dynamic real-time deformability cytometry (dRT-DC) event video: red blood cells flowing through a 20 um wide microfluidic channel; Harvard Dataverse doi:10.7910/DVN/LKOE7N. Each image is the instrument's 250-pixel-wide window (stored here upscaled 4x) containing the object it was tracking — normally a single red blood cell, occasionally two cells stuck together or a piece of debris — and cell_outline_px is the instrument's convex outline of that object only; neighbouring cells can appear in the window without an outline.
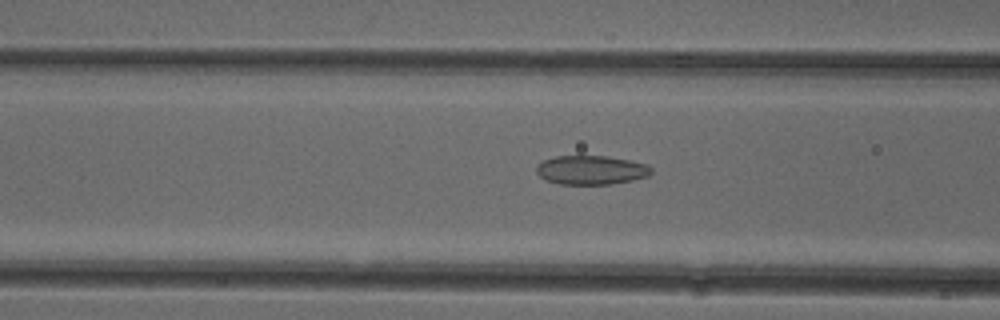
{"species": "common noctule bat (a hibernating species)", "species_latin": "Nyctalus noctula", "temperature_condition": "cold", "stored_images_in_passage": 52, "camera_frame_rate_fps": 3000, "um_per_image_px": 0.085, "animal": {"sex": "female"}, "frame": {"image": 1, "passage_image": 20, "time_ms": 6.333, "image_size_px": [1000, 320], "cell_outline_px": [[652, 172], [648, 176], [632, 180], [612, 184], [560, 184], [544, 180], [536, 172], [536, 168], [544, 160], [556, 156], [608, 156], [648, 164], [652, 168]], "centroid_in_image_um": [50.26, 14.46], "position_along_channel_um": 116.3, "area_um2": 19.42}}
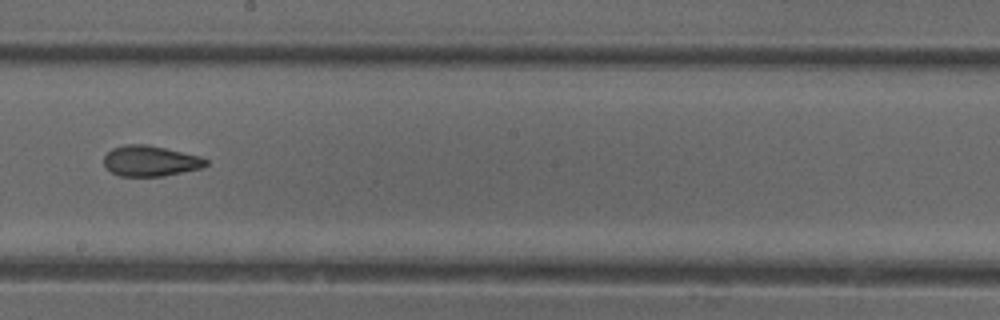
{"frame": {"image": 2, "passage_image": 29, "time_ms": 9.333, "image_size_px": [1000, 320], "cell_outline_px": [[208, 164], [200, 168], [164, 176], [120, 176], [112, 172], [104, 164], [104, 156], [112, 148], [124, 144], [148, 144], [200, 156], [208, 160]], "centroid_in_image_um": [12.77, 13.67], "position_along_channel_um": 235.4, "area_um2": 18.15}}
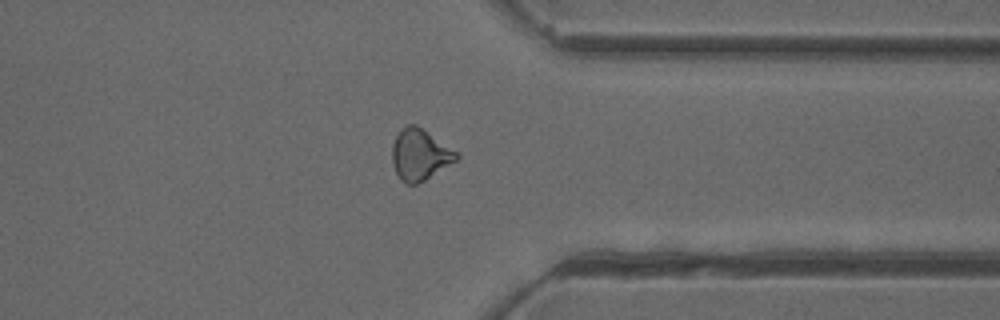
{"frame": {"image": 3, "passage_image": 40, "time_ms": 13.0, "image_size_px": [1000, 320], "cell_outline_px": [[460, 156], [456, 160], [424, 180], [416, 184], [408, 184], [400, 180], [392, 164], [392, 144], [400, 128], [408, 124], [416, 124], [456, 152]], "centroid_in_image_um": [35.63, 13.13], "position_along_channel_um": 375.8, "area_um2": 18.84}, "authors_computed_cell_mechanics": {"area_um2": 19.4786, "velocity_mm_per_s": 3.9593, "shape_relaxation_time_tau1_ms": null, "shape_relaxation_time_tau2_ms": 2.234, "deformation_change_tau1": null, "deformation_change_tau2": 0.0791}}